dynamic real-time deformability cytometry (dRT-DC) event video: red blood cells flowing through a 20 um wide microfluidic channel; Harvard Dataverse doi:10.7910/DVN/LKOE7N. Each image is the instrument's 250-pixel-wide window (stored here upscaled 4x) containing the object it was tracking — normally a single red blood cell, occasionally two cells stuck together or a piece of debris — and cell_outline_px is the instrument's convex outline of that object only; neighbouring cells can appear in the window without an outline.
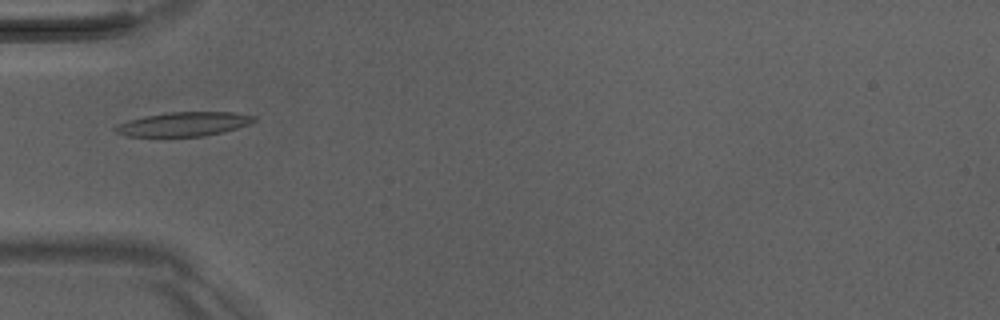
{"species": "Egyptian fruit bat (a non-hibernating species)", "species_latin": "Rousettus aegyptiacus", "temperature_condition": "room temperature", "stored_images_in_passage": 9, "camera_frame_rate_fps": 3000, "um_per_image_px": 0.085, "animal": {"sex": "male"}, "frame": {"image": 1, "passage_image": 1, "time_ms": 0.0, "image_size_px": [1000, 320], "cell_outline_px": [[256, 120], [248, 124], [236, 128], [204, 136], [128, 136], [116, 132], [112, 128], [128, 120], [144, 116], [168, 112], [232, 112], [256, 116]], "centroid_in_image_um": [15.6, 10.54], "position_along_channel_um": 69.4, "area_um2": 19.25}}